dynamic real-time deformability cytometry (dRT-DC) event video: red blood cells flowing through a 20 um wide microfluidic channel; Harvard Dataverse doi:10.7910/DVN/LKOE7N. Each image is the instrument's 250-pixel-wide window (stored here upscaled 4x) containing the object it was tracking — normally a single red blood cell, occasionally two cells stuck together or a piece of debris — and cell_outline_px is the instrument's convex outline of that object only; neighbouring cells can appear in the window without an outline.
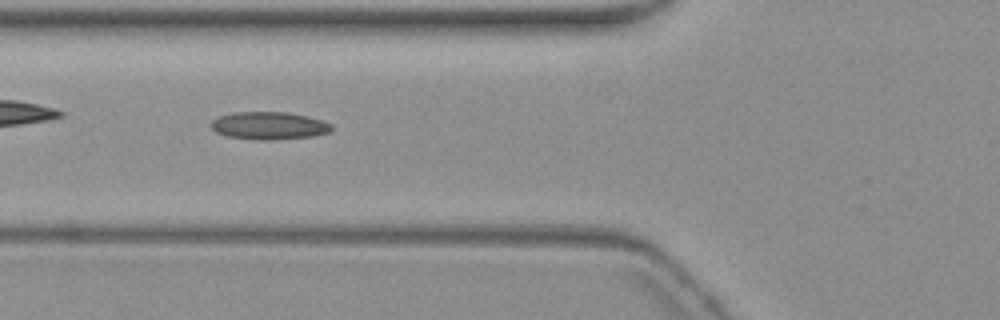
{"species": "common noctule bat (a hibernating species)", "species_latin": "Nyctalus noctula", "temperature_condition": "warm", "stored_images_in_passage": 8, "camera_frame_rate_fps": 3000, "um_per_image_px": 0.085, "animal": {"sex": "female", "body_mass_g": 19.3, "forearm_length_mm": 54.1}, "frame": {"image": 1, "passage_image": 3, "time_ms": 2.333, "image_size_px": [1000, 320], "cell_outline_px": [[332, 128], [328, 132], [312, 136], [264, 140], [228, 136], [216, 132], [212, 128], [212, 120], [220, 116], [232, 112], [288, 112], [324, 120], [332, 124]], "centroid_in_image_um": [22.88, 10.66], "position_along_channel_um": 102.9, "area_um2": 19.13}}
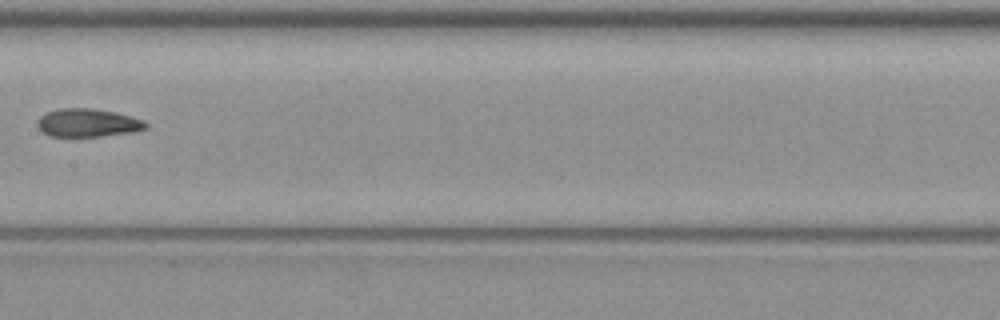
{"frame": {"image": 2, "passage_image": 5, "time_ms": 5.0, "image_size_px": [1000, 320], "cell_outline_px": [[148, 124], [144, 128], [132, 132], [100, 136], [48, 136], [40, 132], [36, 128], [36, 120], [40, 116], [48, 112], [60, 108], [92, 108], [112, 112], [144, 120]], "centroid_in_image_um": [7.36, 10.44], "position_along_channel_um": 200.0, "area_um2": 17.74}}
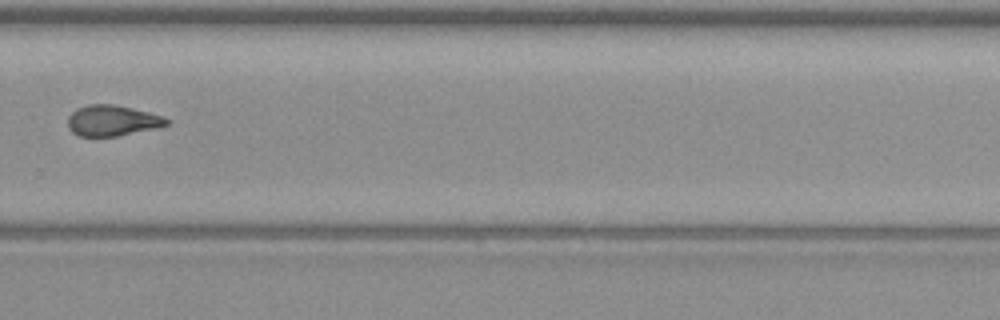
{"frame": {"image": 3, "passage_image": 8, "time_ms": 8.333, "image_size_px": [1000, 320], "cell_outline_px": [[168, 124], [160, 128], [116, 136], [80, 136], [72, 132], [68, 128], [68, 116], [76, 108], [88, 104], [116, 104], [148, 112], [160, 116], [168, 120]], "centroid_in_image_um": [9.52, 10.25], "position_along_channel_um": 320.3, "area_um2": 17.74}}